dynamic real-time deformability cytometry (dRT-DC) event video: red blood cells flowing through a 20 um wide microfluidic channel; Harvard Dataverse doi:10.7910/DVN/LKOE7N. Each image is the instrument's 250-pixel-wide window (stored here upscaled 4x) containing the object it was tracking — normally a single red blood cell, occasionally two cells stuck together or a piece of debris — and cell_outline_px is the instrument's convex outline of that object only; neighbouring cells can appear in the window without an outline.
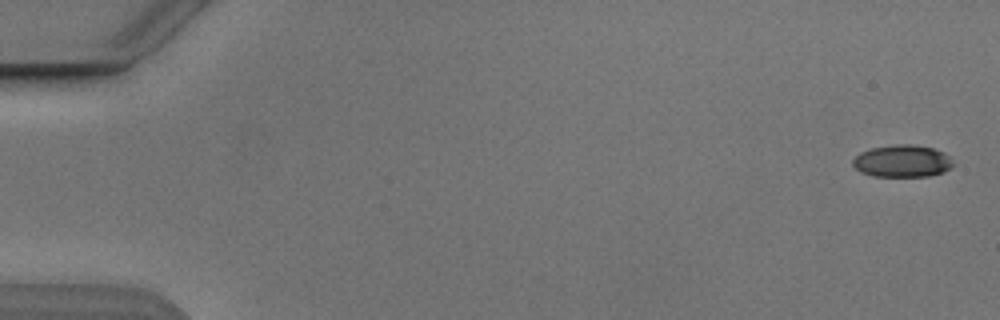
{"species": "Egyptian fruit bat (a non-hibernating species)", "species_latin": "Rousettus aegyptiacus", "temperature_condition": "cold", "stored_images_in_passage": 6, "camera_frame_rate_fps": 3000, "um_per_image_px": 0.085, "animal": {"sex": "male"}, "frame": {"image": 1, "passage_image": 1, "time_ms": 0.0, "image_size_px": [1000, 320], "cell_outline_px": [[956, 164], [952, 168], [944, 172], [928, 176], [872, 176], [860, 172], [852, 164], [852, 160], [860, 152], [872, 148], [892, 144], [912, 144], [932, 148], [944, 152]], "centroid_in_image_um": [76.71, 13.69], "position_along_channel_um": 8.3, "area_um2": 19.02}}
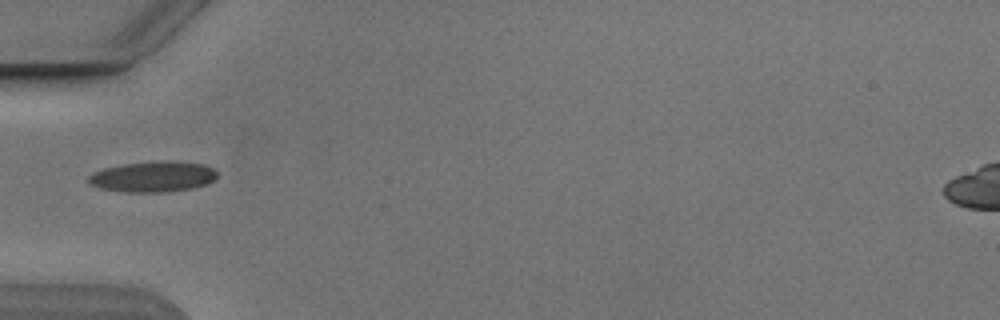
{"frame": {"image": 2, "passage_image": 5, "time_ms": 5.667, "image_size_px": [1000, 320], "cell_outline_px": [[216, 176], [208, 184], [192, 188], [164, 192], [124, 192], [100, 188], [88, 184], [88, 176], [92, 172], [104, 168], [124, 164], [168, 160], [204, 164], [212, 168], [216, 172]], "centroid_in_image_um": [12.97, 15.02], "position_along_channel_um": 72.0, "area_um2": 23.0}}
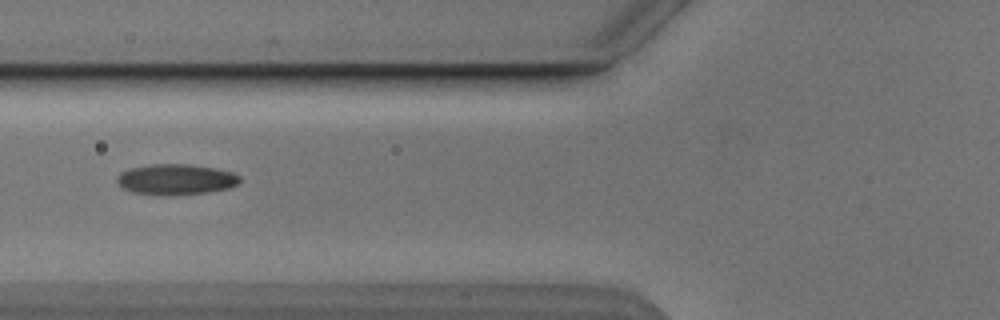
{"frame": {"image": 3, "passage_image": 6, "time_ms": 6.667, "image_size_px": [1000, 320], "cell_outline_px": [[240, 180], [236, 184], [228, 188], [208, 192], [168, 196], [132, 192], [120, 188], [116, 180], [116, 176], [120, 172], [132, 168], [152, 164], [188, 164], [216, 168], [232, 172], [240, 176]], "centroid_in_image_um": [14.91, 15.25], "position_along_channel_um": 110.9, "area_um2": 22.08}}